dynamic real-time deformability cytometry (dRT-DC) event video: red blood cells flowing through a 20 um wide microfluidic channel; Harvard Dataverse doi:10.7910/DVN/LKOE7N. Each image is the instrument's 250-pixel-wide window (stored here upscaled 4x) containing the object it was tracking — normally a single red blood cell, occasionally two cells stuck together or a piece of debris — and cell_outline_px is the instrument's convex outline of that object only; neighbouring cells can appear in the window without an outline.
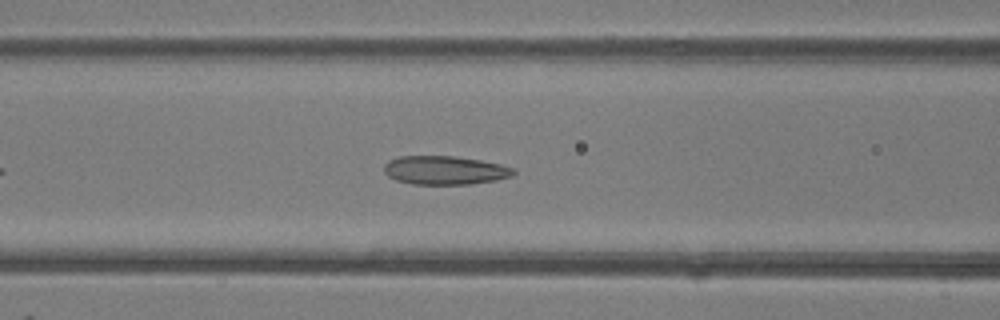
{"species": "common noctule bat (a hibernating species)", "species_latin": "Nyctalus noctula", "temperature_condition": "room temperature", "stored_images_in_passage": 36, "camera_frame_rate_fps": 3000, "um_per_image_px": 0.085, "animal": {"sex": "female"}, "frame": {"image": 1, "passage_image": 10, "time_ms": 3.0, "image_size_px": [1000, 320], "cell_outline_px": [[516, 172], [512, 176], [496, 180], [472, 184], [412, 184], [396, 180], [388, 176], [384, 172], [384, 164], [388, 160], [400, 156], [452, 156], [480, 160], [500, 164], [516, 168]], "centroid_in_image_um": [37.82, 14.47], "position_along_channel_um": 128.8, "area_um2": 21.73}}
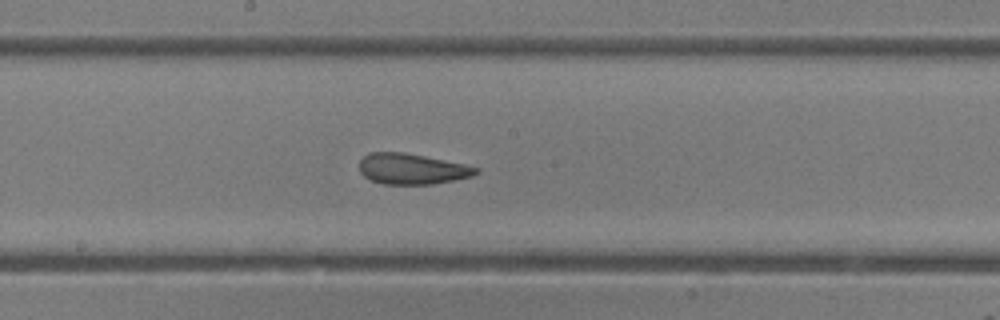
{"frame": {"image": 2, "passage_image": 16, "time_ms": 5.0, "image_size_px": [1000, 320], "cell_outline_px": [[480, 172], [472, 176], [456, 180], [432, 184], [384, 184], [372, 180], [364, 176], [360, 172], [360, 160], [368, 152], [404, 152], [464, 164], [480, 168]], "centroid_in_image_um": [35.03, 14.35], "position_along_channel_um": 213.2, "area_um2": 20.87}}
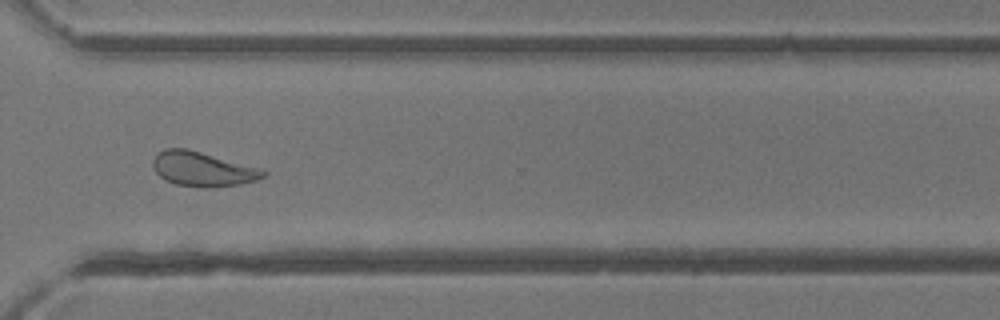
{"frame": {"image": 3, "passage_image": 26, "time_ms": 8.333, "image_size_px": [1000, 320], "cell_outline_px": [[268, 172], [264, 176], [256, 180], [240, 184], [208, 188], [200, 188], [176, 184], [160, 176], [156, 172], [152, 164], [152, 160], [164, 148], [188, 148], [260, 168]], "centroid_in_image_um": [17.23, 14.37], "position_along_channel_um": 353.4, "area_um2": 22.14}, "authors_computed_cell_mechanics": {"area_um2": 22.3686, "velocity_mm_per_s": 4.2191, "shape_relaxation_time_tau1_ms": 6.9905, "shape_relaxation_time_tau2_ms": 1.6021, "deformation_change_tau1": 0.177, "deformation_change_tau2": 0.074}}